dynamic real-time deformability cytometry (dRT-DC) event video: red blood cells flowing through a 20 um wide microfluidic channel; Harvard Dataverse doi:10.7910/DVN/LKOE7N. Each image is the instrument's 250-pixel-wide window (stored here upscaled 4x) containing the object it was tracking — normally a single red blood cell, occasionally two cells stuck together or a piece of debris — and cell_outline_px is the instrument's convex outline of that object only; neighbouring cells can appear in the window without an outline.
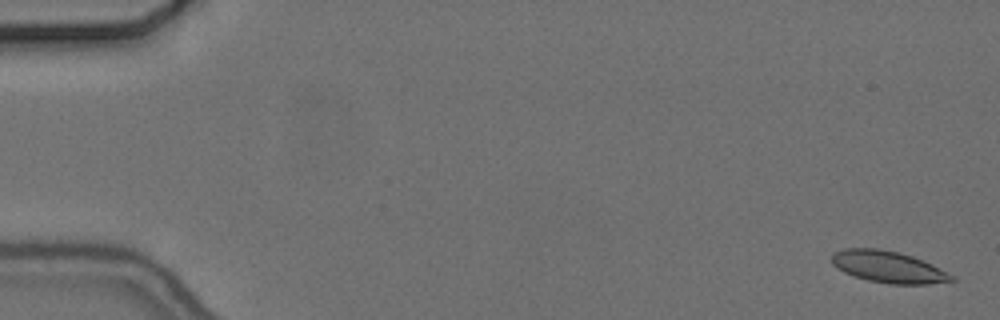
{"species": "common noctule bat (a hibernating species)", "species_latin": "Nyctalus noctula", "temperature_condition": "cold", "stored_images_in_passage": 18, "camera_frame_rate_fps": 3000, "um_per_image_px": 0.085, "animal": {"sex": "female", "body_mass_g": 24.6, "forearm_length_mm": 56.2}, "frame": {"image": 1, "passage_image": 2, "time_ms": 0.333, "image_size_px": [1000, 320], "cell_outline_px": [[956, 280], [928, 284], [888, 284], [868, 280], [844, 272], [836, 268], [832, 264], [832, 256], [836, 252], [844, 248], [876, 248], [900, 252], [912, 256], [932, 264], [956, 276]], "centroid_in_image_um": [75.53, 22.69], "position_along_channel_um": 9.5, "area_um2": 22.14}}
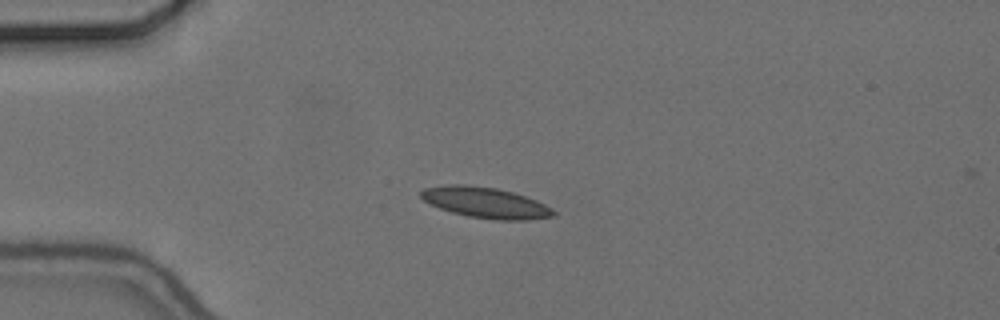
{"frame": {"image": 2, "passage_image": 15, "time_ms": 4.667, "image_size_px": [1000, 320], "cell_outline_px": [[556, 216], [528, 220], [496, 220], [468, 216], [452, 212], [440, 208], [424, 200], [420, 196], [420, 192], [424, 188], [448, 184], [464, 184], [496, 188], [512, 192], [536, 200], [552, 208], [556, 212]], "centroid_in_image_um": [41.29, 17.22], "position_along_channel_um": 43.7, "area_um2": 23.7}}